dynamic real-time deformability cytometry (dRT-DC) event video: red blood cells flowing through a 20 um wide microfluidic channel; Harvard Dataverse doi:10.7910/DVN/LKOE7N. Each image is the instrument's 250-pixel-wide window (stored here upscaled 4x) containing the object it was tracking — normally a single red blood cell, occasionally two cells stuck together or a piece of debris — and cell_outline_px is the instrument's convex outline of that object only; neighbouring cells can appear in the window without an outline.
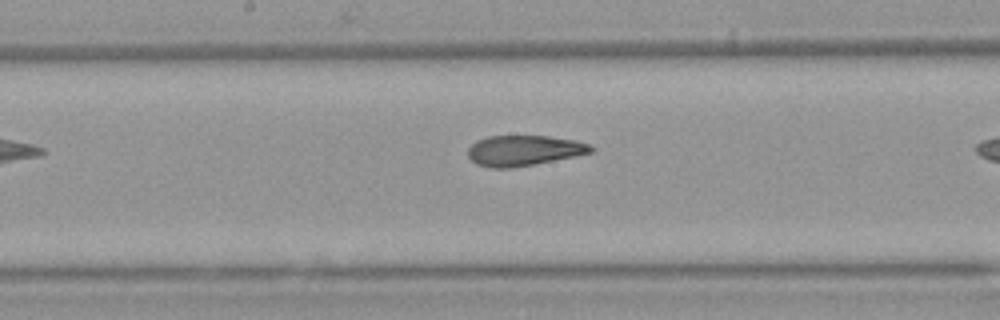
{"species": "Egyptian fruit bat (a non-hibernating species)", "species_latin": "Rousettus aegyptiacus", "temperature_condition": "warm", "stored_images_in_passage": 6, "camera_frame_rate_fps": 3000, "um_per_image_px": 0.085, "animal": {"sex": "female"}, "frame": {"image": 1, "passage_image": 6, "time_ms": 7.0, "image_size_px": [1000, 320], "cell_outline_px": [[596, 148], [592, 152], [576, 156], [512, 168], [492, 168], [476, 164], [468, 156], [468, 148], [476, 140], [488, 136], [548, 136], [572, 140], [588, 144]], "centroid_in_image_um": [44.5, 12.8], "position_along_channel_um": 203.7, "area_um2": 21.73}}